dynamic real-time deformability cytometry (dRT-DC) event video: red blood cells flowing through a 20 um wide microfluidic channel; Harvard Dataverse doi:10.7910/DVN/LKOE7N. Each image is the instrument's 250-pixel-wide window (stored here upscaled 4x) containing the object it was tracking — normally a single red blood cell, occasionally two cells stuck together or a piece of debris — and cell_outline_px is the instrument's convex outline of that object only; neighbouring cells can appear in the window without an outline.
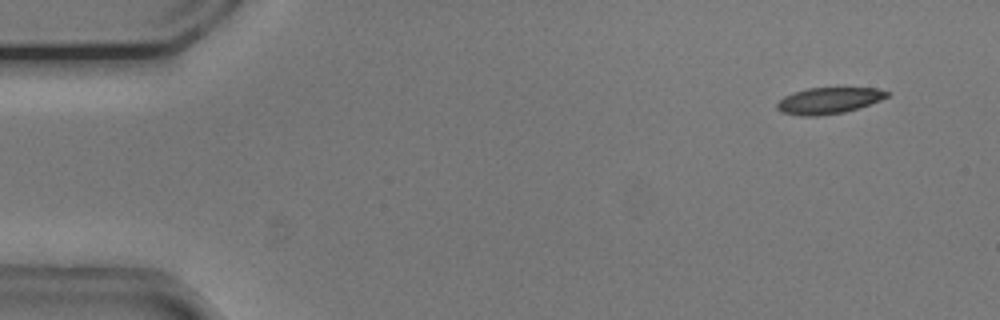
{"species": "common noctule bat (a hibernating species)", "species_latin": "Nyctalus noctula", "temperature_condition": "cold", "stored_images_in_passage": 52, "camera_frame_rate_fps": 3000, "um_per_image_px": 0.085, "animal": {"sex": "male", "body_mass_g": 20.5, "forearm_length_mm": 52.5}, "frame": {"image": 1, "passage_image": 2, "time_ms": 0.333, "image_size_px": [1000, 320], "cell_outline_px": [[888, 96], [880, 100], [844, 112], [816, 116], [800, 116], [780, 112], [776, 108], [776, 104], [784, 96], [808, 88], [876, 88], [888, 92]], "centroid_in_image_um": [70.39, 8.56], "position_along_channel_um": 14.6, "area_um2": 16.59}}
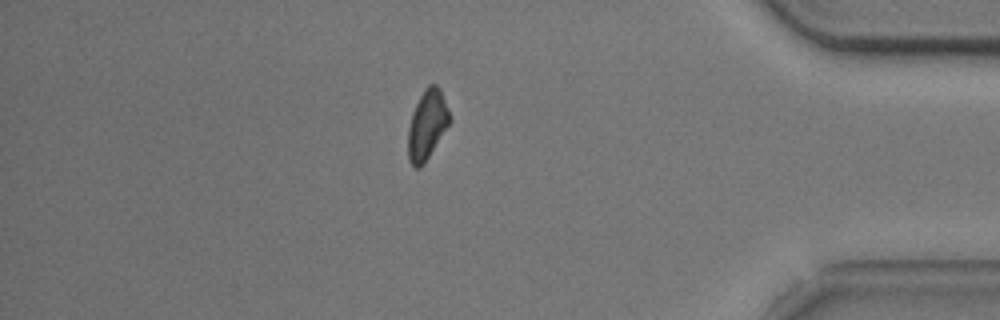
{"frame": {"image": 2, "passage_image": 44, "time_ms": 14.333, "image_size_px": [1000, 320], "cell_outline_px": [[452, 120], [424, 164], [420, 168], [416, 168], [408, 160], [408, 128], [412, 112], [424, 88], [428, 84], [436, 84], [440, 88], [452, 116]], "centroid_in_image_um": [36.32, 10.59], "position_along_channel_um": 398.9, "area_um2": 17.05}}
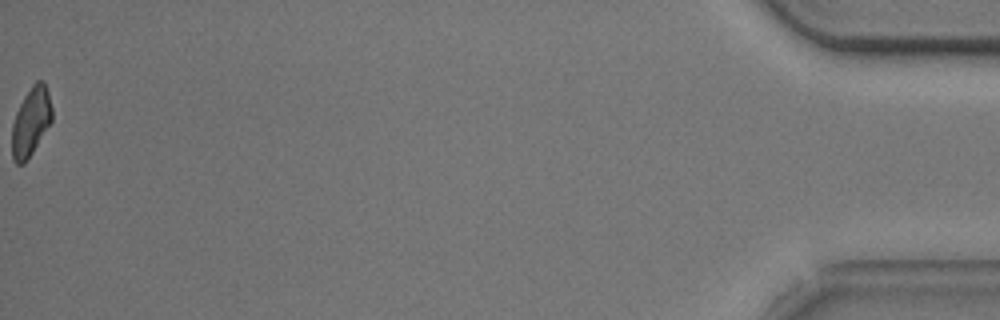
{"frame": {"image": 3, "passage_image": 52, "time_ms": 17.0, "image_size_px": [1000, 320], "cell_outline_px": [[52, 120], [32, 152], [24, 164], [16, 164], [12, 160], [12, 124], [16, 112], [24, 96], [32, 84], [36, 80], [44, 80], [48, 92], [52, 108]], "centroid_in_image_um": [2.62, 10.33], "position_along_channel_um": 432.6, "area_um2": 15.95}, "authors_computed_cell_mechanics": {"area_um2": 17.7157, "velocity_mm_per_s": 3.7489, "shape_relaxation_time_tau1_ms": 3.5346, "shape_relaxation_time_tau2_ms": null, "deformation_change_tau1": 0.1087, "deformation_change_tau2": null}}